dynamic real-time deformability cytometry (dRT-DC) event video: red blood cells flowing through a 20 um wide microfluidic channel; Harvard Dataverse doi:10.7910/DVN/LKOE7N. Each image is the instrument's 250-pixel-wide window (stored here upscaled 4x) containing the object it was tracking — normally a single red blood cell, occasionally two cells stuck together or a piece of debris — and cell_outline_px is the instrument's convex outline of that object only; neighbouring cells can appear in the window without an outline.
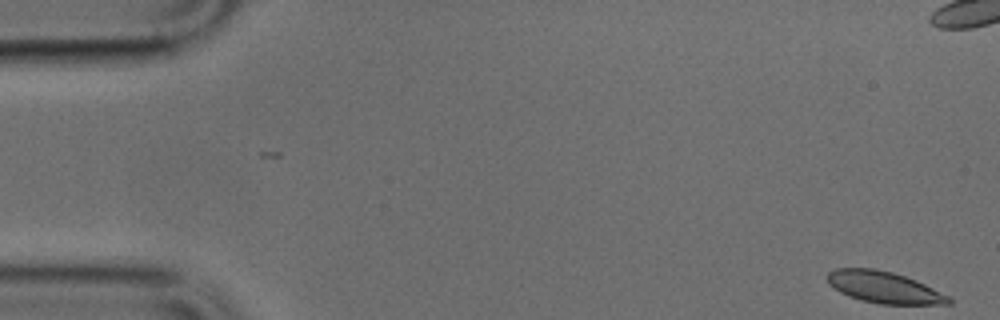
{"species": "common noctule bat (a hibernating species)", "species_latin": "Nyctalus noctula", "temperature_condition": "cold", "stored_images_in_passage": 51, "camera_frame_rate_fps": 3000, "um_per_image_px": 0.085, "animal": {"sex": "male", "body_mass_g": 17.9, "forearm_length_mm": 54.2}, "frame": {"image": 1, "passage_image": 1, "time_ms": 0.0, "image_size_px": [1000, 320], "cell_outline_px": [[952, 304], [880, 304], [848, 296], [840, 292], [828, 284], [824, 276], [828, 272], [836, 268], [872, 268], [892, 272], [916, 280], [948, 296], [952, 300]], "centroid_in_image_um": [75.09, 24.41], "position_along_channel_um": 9.9, "area_um2": 22.25}}
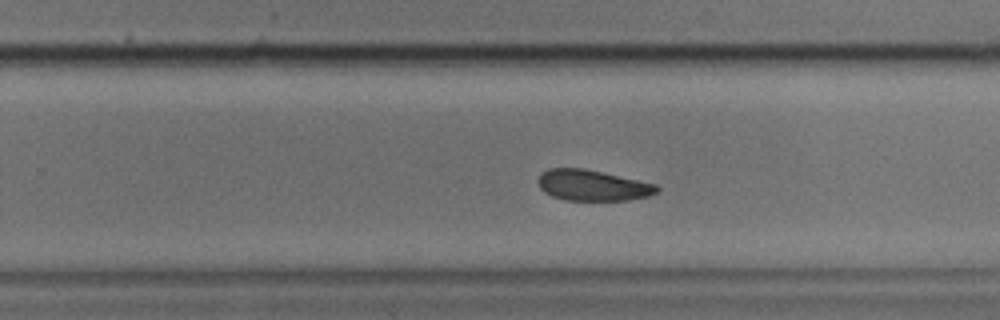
{"frame": {"image": 2, "passage_image": 31, "time_ms": 10.0, "image_size_px": [1000, 320], "cell_outline_px": [[660, 188], [656, 192], [648, 196], [628, 200], [564, 200], [552, 196], [544, 192], [540, 188], [536, 180], [548, 168], [584, 168], [656, 184]], "centroid_in_image_um": [50.34, 15.75], "position_along_channel_um": 279.5, "area_um2": 21.27}}
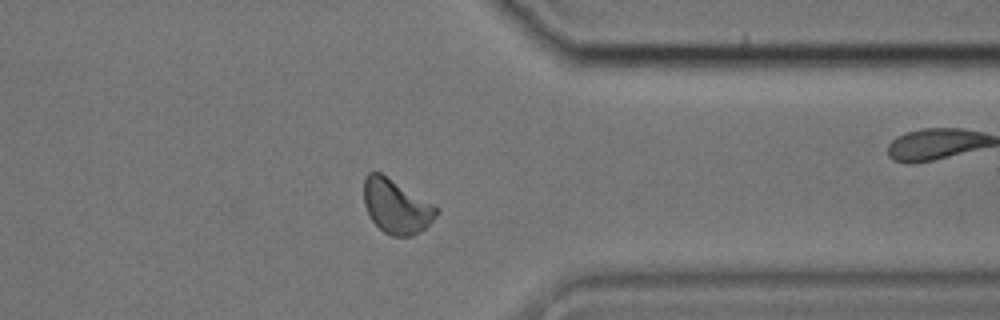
{"frame": {"image": 3, "passage_image": 39, "time_ms": 12.667, "image_size_px": [1000, 320], "cell_outline_px": [[440, 208], [436, 216], [424, 228], [412, 236], [392, 236], [384, 232], [372, 220], [364, 204], [364, 180], [368, 172], [380, 172]], "centroid_in_image_um": [33.68, 17.54], "position_along_channel_um": 377.7, "area_um2": 22.6}}